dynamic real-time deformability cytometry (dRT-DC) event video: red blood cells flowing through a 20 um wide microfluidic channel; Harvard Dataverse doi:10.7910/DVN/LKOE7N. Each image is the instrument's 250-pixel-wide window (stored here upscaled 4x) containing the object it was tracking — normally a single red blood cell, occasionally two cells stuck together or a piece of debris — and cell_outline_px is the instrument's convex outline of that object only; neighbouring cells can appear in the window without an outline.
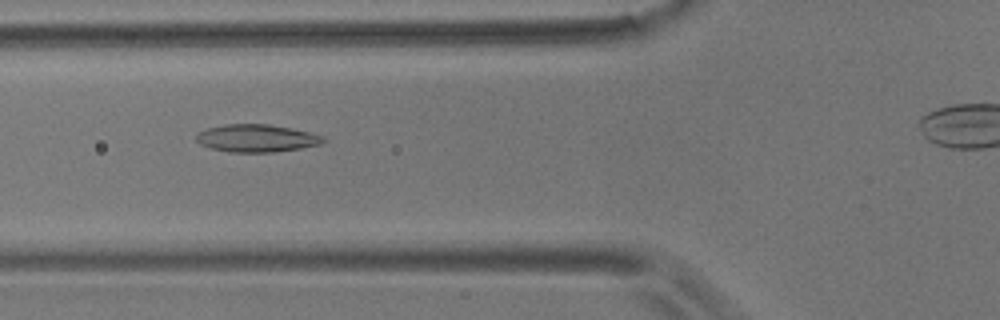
{"species": "common noctule bat (a hibernating species)", "species_latin": "Nyctalus noctula", "temperature_condition": "room temperature", "stored_images_in_passage": 21, "camera_frame_rate_fps": 3000, "um_per_image_px": 0.085, "animal": {"sex": "male", "body_mass_g": 17.9}, "frame": {"image": 1, "passage_image": 12, "time_ms": 3.667, "image_size_px": [1000, 320], "cell_outline_px": [[328, 140], [320, 144], [300, 148], [272, 152], [228, 152], [212, 148], [200, 144], [196, 140], [196, 132], [208, 128], [224, 124], [268, 124], [292, 128], [324, 136]], "centroid_in_image_um": [21.8, 11.74], "position_along_channel_um": 104.0, "area_um2": 20.46}}
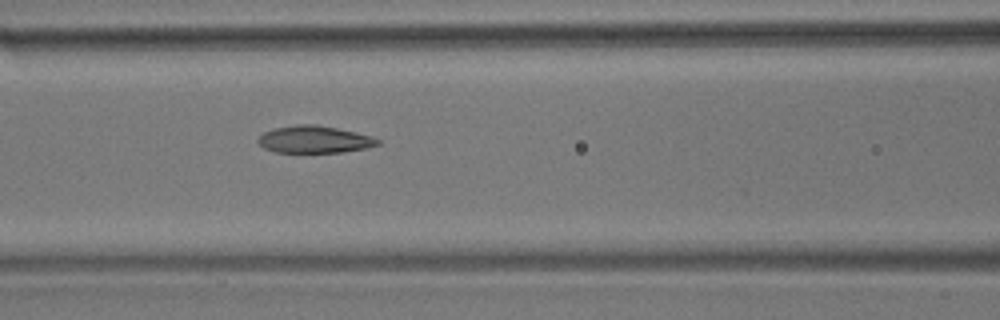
{"frame": {"image": 2, "passage_image": 15, "time_ms": 4.667, "image_size_px": [1000, 320], "cell_outline_px": [[380, 144], [368, 148], [340, 152], [276, 152], [264, 148], [256, 140], [264, 132], [272, 128], [296, 124], [316, 124], [356, 132], [372, 136], [380, 140]], "centroid_in_image_um": [26.72, 11.84], "position_along_channel_um": 139.9, "area_um2": 19.02}}
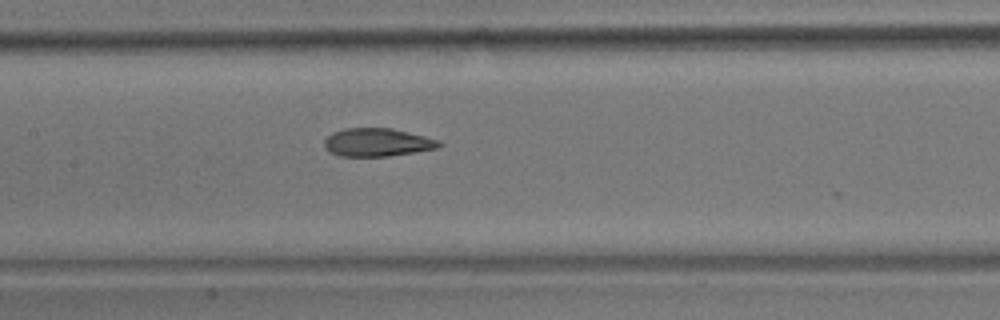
{"frame": {"image": 3, "passage_image": 18, "time_ms": 5.667, "image_size_px": [1000, 320], "cell_outline_px": [[444, 144], [440, 148], [416, 152], [388, 156], [340, 156], [324, 148], [324, 140], [332, 132], [344, 128], [392, 128], [440, 140]], "centroid_in_image_um": [32.1, 12.1], "position_along_channel_um": 175.3, "area_um2": 18.96}}